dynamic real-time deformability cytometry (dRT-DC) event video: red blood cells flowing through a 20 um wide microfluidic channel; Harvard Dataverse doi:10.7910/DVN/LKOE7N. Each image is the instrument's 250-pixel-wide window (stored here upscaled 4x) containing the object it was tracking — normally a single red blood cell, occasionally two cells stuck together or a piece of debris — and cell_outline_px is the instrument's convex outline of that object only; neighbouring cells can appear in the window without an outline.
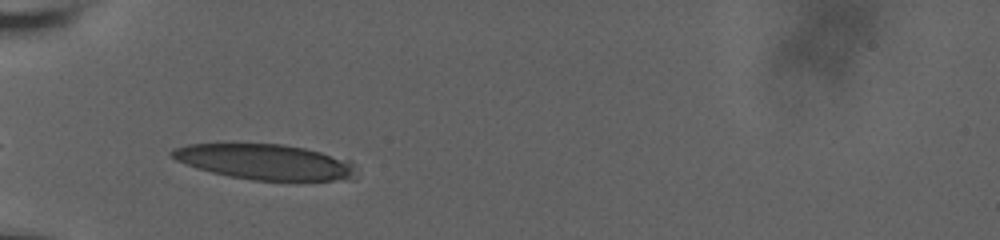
{"species": "human", "species_latin": "Homo sapiens", "temperature_condition": "room temperature", "stored_images_in_passage": 5, "camera_frame_rate_fps": 3000, "um_per_image_px": 0.085, "donor": {"sex": "male"}, "frame": {"image": 1, "passage_image": 2, "time_ms": 0.667, "image_size_px": [1000, 240], "cell_outline_px": [[356, 180], [252, 180], [228, 176], [196, 168], [176, 160], [168, 152], [172, 148], [188, 144], [280, 144], [304, 148], [352, 160]], "centroid_in_image_um": [22.53, 13.76], "position_along_channel_um": 62.5, "area_um2": 38.03}}